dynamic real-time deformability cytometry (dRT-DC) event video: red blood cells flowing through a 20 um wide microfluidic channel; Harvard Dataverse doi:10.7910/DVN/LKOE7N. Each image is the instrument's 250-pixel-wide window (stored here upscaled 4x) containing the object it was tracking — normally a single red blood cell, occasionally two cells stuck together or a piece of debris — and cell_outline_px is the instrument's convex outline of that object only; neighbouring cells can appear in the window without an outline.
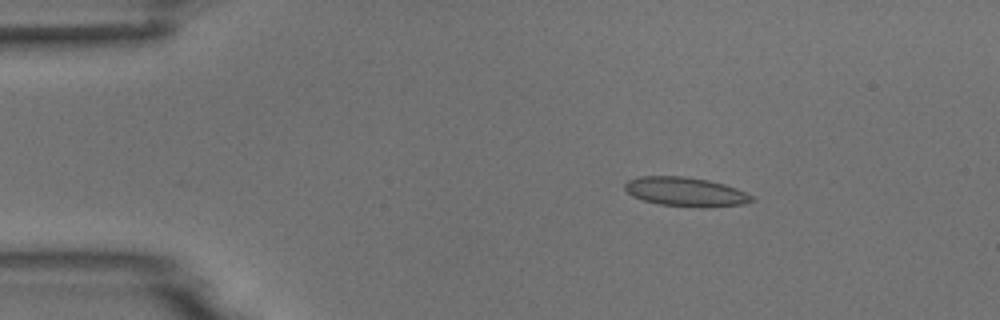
{"species": "common noctule bat (a hibernating species)", "species_latin": "Nyctalus noctula", "temperature_condition": "room temperature", "stored_images_in_passage": 5, "camera_frame_rate_fps": 3000, "um_per_image_px": 0.085, "animal": {"sex": "male", "body_mass_g": 18.8}, "frame": {"image": 1, "passage_image": 3, "time_ms": 2.333, "image_size_px": [1000, 320], "cell_outline_px": [[756, 200], [744, 204], [704, 208], [656, 204], [632, 196], [624, 188], [624, 184], [628, 180], [640, 176], [684, 176], [708, 180], [724, 184], [736, 188], [752, 196]], "centroid_in_image_um": [58.27, 16.31], "position_along_channel_um": 26.7, "area_um2": 21.68}}
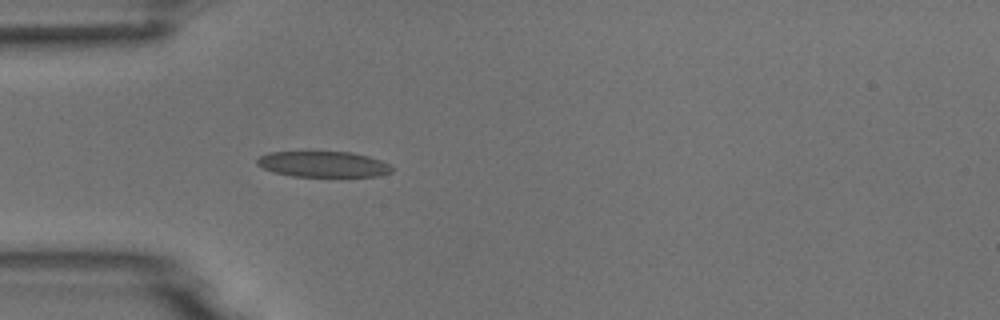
{"frame": {"image": 2, "passage_image": 5, "time_ms": 4.667, "image_size_px": [1000, 320], "cell_outline_px": [[392, 172], [380, 176], [292, 176], [276, 172], [264, 168], [256, 164], [256, 160], [260, 156], [268, 152], [352, 152], [368, 156], [380, 160], [388, 164], [392, 168]], "centroid_in_image_um": [27.48, 13.95], "position_along_channel_um": 57.5, "area_um2": 20.06}}